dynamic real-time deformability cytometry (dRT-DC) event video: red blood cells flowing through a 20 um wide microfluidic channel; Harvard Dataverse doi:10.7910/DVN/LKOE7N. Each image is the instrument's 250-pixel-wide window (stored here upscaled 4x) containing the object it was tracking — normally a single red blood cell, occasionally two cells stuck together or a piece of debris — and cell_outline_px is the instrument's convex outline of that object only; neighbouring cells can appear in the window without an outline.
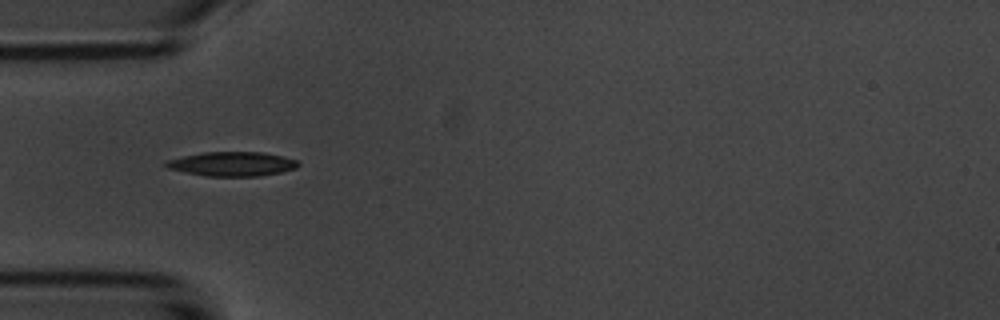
{"species": "common noctule bat (a hibernating species)", "species_latin": "Nyctalus noctula", "temperature_condition": "room temperature", "stored_images_in_passage": 11, "camera_frame_rate_fps": 3000, "um_per_image_px": 0.085, "animal": {"sex": "male", "body_mass_g": 20.1, "forearm_length_mm": 53.5}, "frame": {"image": 1, "passage_image": 1, "time_ms": 0.0, "image_size_px": [1000, 320], "cell_outline_px": [[300, 164], [296, 168], [280, 172], [260, 176], [208, 176], [168, 168], [164, 164], [168, 160], [184, 156], [204, 152], [264, 152], [284, 156], [296, 160]], "centroid_in_image_um": [19.79, 13.93], "position_along_channel_um": 65.2, "area_um2": 18.5}}
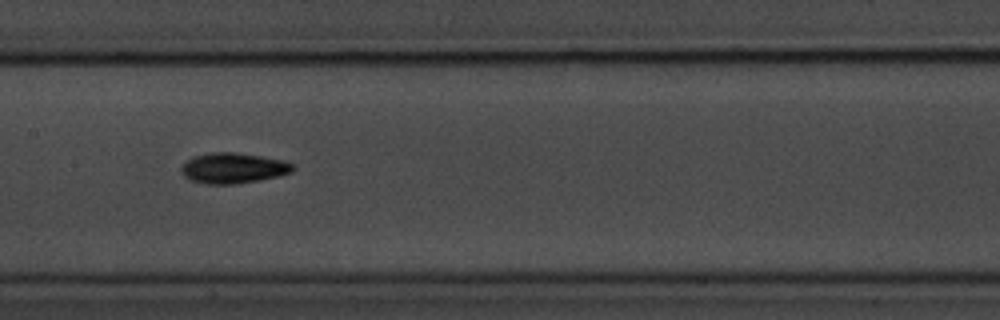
{"frame": {"image": 2, "passage_image": 4, "time_ms": 3.333, "image_size_px": [1000, 320], "cell_outline_px": [[292, 172], [280, 176], [236, 184], [208, 184], [192, 180], [184, 176], [180, 172], [180, 168], [188, 160], [196, 156], [212, 152], [236, 152], [284, 160], [292, 164]], "centroid_in_image_um": [19.82, 14.29], "position_along_channel_um": 187.6, "area_um2": 19.65}}
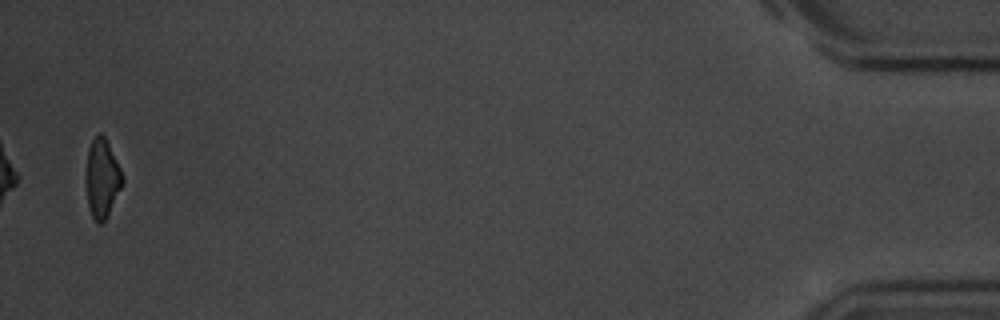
{"frame": {"image": 3, "passage_image": 11, "time_ms": 12.333, "image_size_px": [1000, 320], "cell_outline_px": [[124, 180], [108, 216], [100, 224], [92, 216], [88, 204], [84, 180], [88, 148], [92, 140], [100, 132], [104, 136], [120, 168]], "centroid_in_image_um": [8.64, 15.16], "position_along_channel_um": 426.6, "area_um2": 16.7}, "authors_computed_cell_mechanics": {"area_um2": 18.1492, "velocity_mm_per_s": 3.6563, "shape_relaxation_time_tau1_ms": 2.2771, "shape_relaxation_time_tau2_ms": null, "deformation_change_tau1": 0.1199, "deformation_change_tau2": null}}